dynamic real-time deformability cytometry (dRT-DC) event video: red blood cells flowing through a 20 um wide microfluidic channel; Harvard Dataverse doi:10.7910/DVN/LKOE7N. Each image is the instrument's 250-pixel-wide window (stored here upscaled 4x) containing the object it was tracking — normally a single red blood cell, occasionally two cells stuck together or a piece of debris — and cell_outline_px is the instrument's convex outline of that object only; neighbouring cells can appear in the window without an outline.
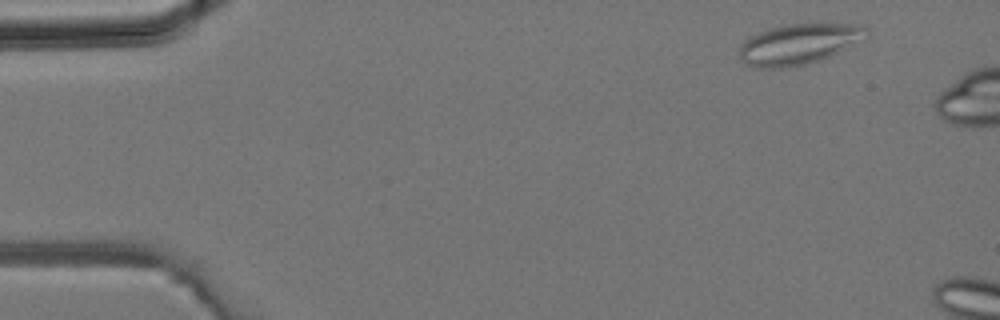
{"species": "common noctule bat (a hibernating species)", "species_latin": "Nyctalus noctula", "temperature_condition": "room temperature", "stored_images_in_passage": 6, "camera_frame_rate_fps": 3000, "um_per_image_px": 0.085, "animal": {"sex": "male", "body_mass_g": 19.2, "forearm_length_mm": 51.8}, "frame": {"image": 1, "passage_image": 2, "time_ms": 0.333, "image_size_px": [1000, 320], "cell_outline_px": [[868, 36], [820, 60], [804, 64], [780, 68], [752, 68], [744, 64], [740, 56], [740, 44], [748, 36], [768, 28], [808, 20], [864, 24], [868, 28]], "centroid_in_image_um": [67.9, 3.67], "position_along_channel_um": 17.1, "area_um2": 31.04}}